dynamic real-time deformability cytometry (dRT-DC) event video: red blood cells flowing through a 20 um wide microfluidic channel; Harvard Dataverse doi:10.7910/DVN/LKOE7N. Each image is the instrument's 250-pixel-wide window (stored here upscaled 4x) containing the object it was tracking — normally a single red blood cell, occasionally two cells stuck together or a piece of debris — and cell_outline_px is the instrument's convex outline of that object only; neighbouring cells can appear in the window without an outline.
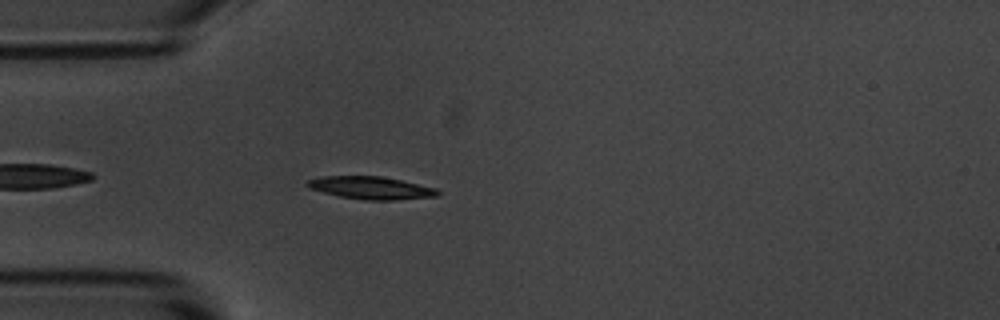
{"species": "common noctule bat (a hibernating species)", "species_latin": "Nyctalus noctula", "temperature_condition": "room temperature", "stored_images_in_passage": 3, "camera_frame_rate_fps": 3000, "um_per_image_px": 0.085, "animal": {"sex": "male", "body_mass_g": 20.1, "forearm_length_mm": 53.5}, "frame": {"image": 1, "passage_image": 3, "time_ms": 2.333, "image_size_px": [1000, 320], "cell_outline_px": [[440, 196], [392, 200], [364, 200], [340, 196], [308, 188], [304, 184], [308, 180], [320, 176], [380, 176], [400, 180], [436, 188], [440, 192]], "centroid_in_image_um": [31.52, 15.97], "position_along_channel_um": 53.5, "area_um2": 17.17}}